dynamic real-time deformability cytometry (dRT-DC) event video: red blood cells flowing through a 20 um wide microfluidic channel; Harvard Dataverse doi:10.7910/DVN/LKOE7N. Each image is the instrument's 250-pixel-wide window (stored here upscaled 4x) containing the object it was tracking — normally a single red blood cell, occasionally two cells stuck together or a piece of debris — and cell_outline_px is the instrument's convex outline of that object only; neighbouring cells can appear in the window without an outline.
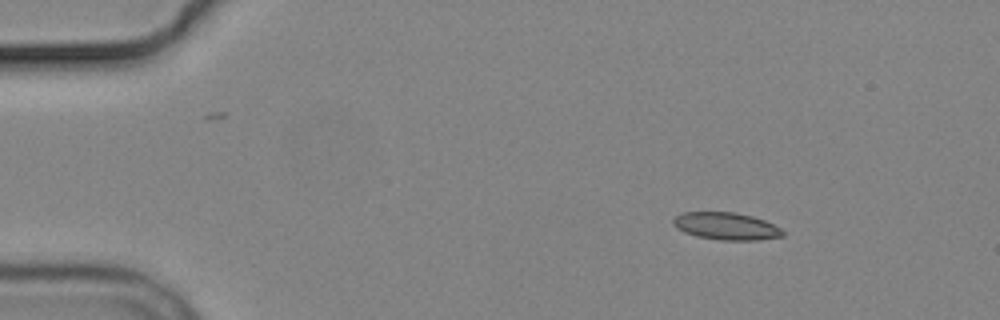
{"species": "common noctule bat (a hibernating species)", "species_latin": "Nyctalus noctula", "temperature_condition": "cold", "stored_images_in_passage": 4, "camera_frame_rate_fps": 3000, "um_per_image_px": 0.085, "animal": {"sex": "male", "body_mass_g": 19.2, "forearm_length_mm": 51.8}, "frame": {"image": 1, "passage_image": 2, "time_ms": 1.333, "image_size_px": [1000, 320], "cell_outline_px": [[784, 236], [760, 240], [720, 240], [696, 236], [684, 232], [676, 228], [672, 224], [672, 220], [676, 216], [684, 212], [736, 212], [752, 216], [764, 220], [780, 228], [784, 232]], "centroid_in_image_um": [61.72, 19.22], "position_along_channel_um": 23.3, "area_um2": 17.51}}
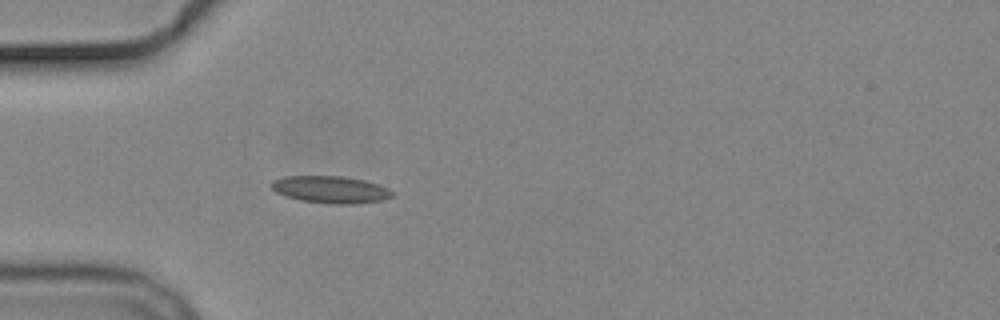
{"frame": {"image": 2, "passage_image": 4, "time_ms": 4.333, "image_size_px": [1000, 320], "cell_outline_px": [[396, 192], [392, 196], [384, 200], [352, 204], [332, 204], [300, 200], [276, 192], [268, 184], [272, 180], [284, 176], [344, 176], [364, 180], [380, 184]], "centroid_in_image_um": [28.13, 16.1], "position_along_channel_um": 56.9, "area_um2": 19.31}}